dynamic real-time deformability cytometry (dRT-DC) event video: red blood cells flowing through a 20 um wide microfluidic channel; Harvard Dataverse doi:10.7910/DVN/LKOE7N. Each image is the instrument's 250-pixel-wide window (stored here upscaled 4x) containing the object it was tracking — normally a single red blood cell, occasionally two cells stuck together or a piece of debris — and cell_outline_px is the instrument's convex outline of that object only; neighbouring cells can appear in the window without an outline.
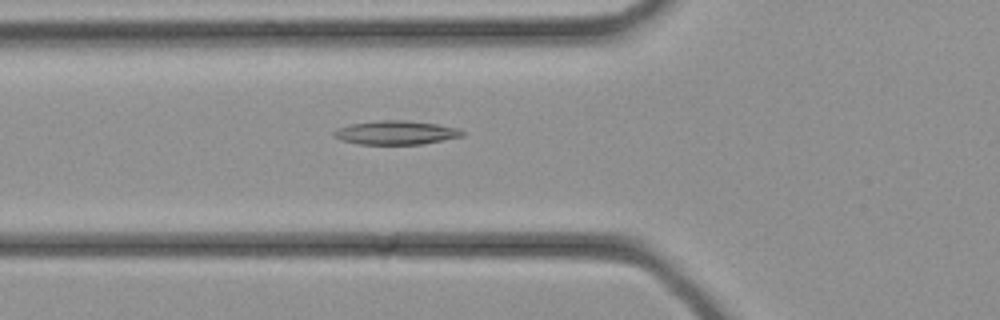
{"species": "common noctule bat (a hibernating species)", "species_latin": "Nyctalus noctula", "temperature_condition": "cold", "stored_images_in_passage": 34, "camera_frame_rate_fps": 3000, "um_per_image_px": 0.085, "animal": {"sex": "female", "body_mass_g": 21.9}, "frame": {"image": 1, "passage_image": 12, "time_ms": 3.667, "image_size_px": [1000, 320], "cell_outline_px": [[464, 136], [424, 144], [356, 144], [340, 140], [332, 132], [336, 128], [352, 124], [376, 120], [404, 120], [436, 124], [460, 128], [464, 132]], "centroid_in_image_um": [33.67, 11.27], "position_along_channel_um": 92.1, "area_um2": 17.92}}
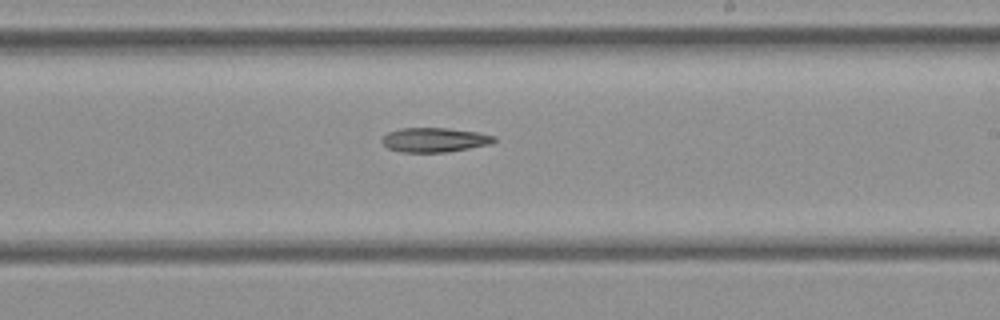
{"frame": {"image": 2, "passage_image": 20, "time_ms": 6.333, "image_size_px": [1000, 320], "cell_outline_px": [[496, 140], [492, 144], [448, 152], [400, 152], [388, 148], [380, 140], [388, 132], [400, 128], [448, 128], [476, 132], [496, 136]], "centroid_in_image_um": [36.94, 11.89], "position_along_channel_um": 252.1, "area_um2": 16.01}}
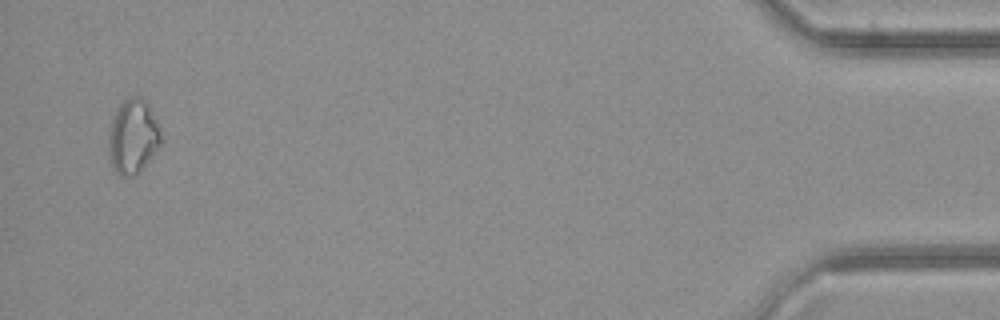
{"frame": {"image": 3, "passage_image": 33, "time_ms": 10.667, "image_size_px": [1000, 320], "cell_outline_px": [[164, 140], [148, 160], [132, 176], [120, 176], [116, 172], [112, 164], [108, 148], [108, 136], [112, 116], [120, 104], [128, 96], [136, 96], [148, 104], [156, 120]], "centroid_in_image_um": [11.29, 11.57], "position_along_channel_um": 423.9, "area_um2": 22.43}}